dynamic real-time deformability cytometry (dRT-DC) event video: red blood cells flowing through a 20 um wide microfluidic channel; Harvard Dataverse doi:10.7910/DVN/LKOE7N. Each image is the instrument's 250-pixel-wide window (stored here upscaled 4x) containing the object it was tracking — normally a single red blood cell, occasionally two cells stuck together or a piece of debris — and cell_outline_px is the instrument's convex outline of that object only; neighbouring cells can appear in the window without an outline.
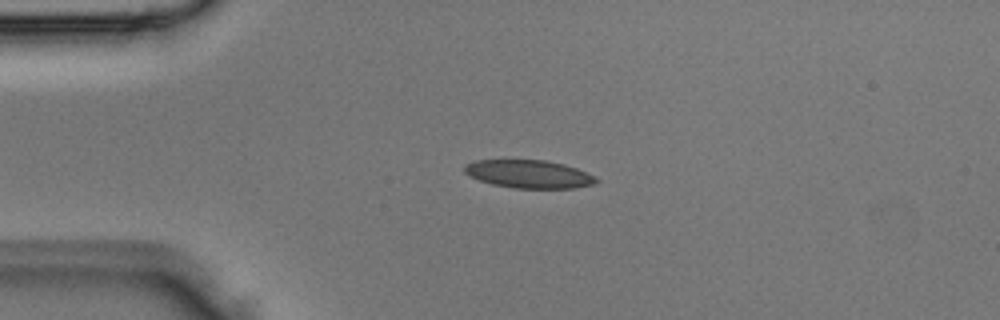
{"species": "Egyptian fruit bat (a non-hibernating species)", "species_latin": "Rousettus aegyptiacus", "temperature_condition": "room temperature", "stored_images_in_passage": 3, "camera_frame_rate_fps": 3000, "um_per_image_px": 0.085, "animal": {"sex": "male"}, "frame": {"image": 1, "passage_image": 2, "time_ms": 0.333, "image_size_px": [1000, 320], "cell_outline_px": [[600, 180], [596, 184], [576, 188], [516, 188], [492, 184], [468, 176], [464, 172], [464, 164], [476, 160], [544, 160], [564, 164], [576, 168]], "centroid_in_image_um": [44.94, 14.8], "position_along_channel_um": 40.1, "area_um2": 21.5}}